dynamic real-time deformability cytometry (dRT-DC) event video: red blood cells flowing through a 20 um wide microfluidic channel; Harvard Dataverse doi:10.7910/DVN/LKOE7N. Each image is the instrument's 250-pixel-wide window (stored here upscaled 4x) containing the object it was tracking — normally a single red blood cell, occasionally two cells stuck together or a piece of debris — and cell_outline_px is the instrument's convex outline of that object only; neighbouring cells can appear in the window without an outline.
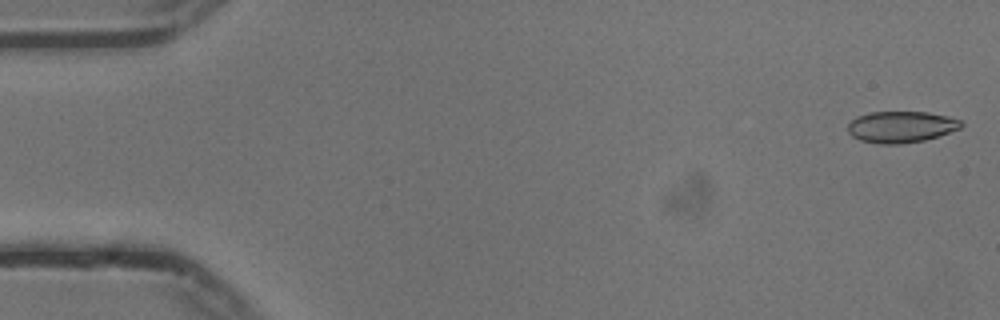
{"species": "common noctule bat (a hibernating species)", "species_latin": "Nyctalus noctula", "temperature_condition": "cold", "stored_images_in_passage": 8, "camera_frame_rate_fps": 3000, "um_per_image_px": 0.085, "animal": {"sex": "male", "body_mass_g": 13.3}, "frame": {"image": 1, "passage_image": 1, "time_ms": 0.0, "image_size_px": [1000, 320], "cell_outline_px": [[964, 124], [960, 128], [924, 140], [900, 144], [884, 144], [860, 140], [852, 136], [848, 132], [848, 124], [856, 116], [868, 112], [928, 112], [948, 116], [964, 120]], "centroid_in_image_um": [76.6, 10.77], "position_along_channel_um": 8.4, "area_um2": 20.75}}